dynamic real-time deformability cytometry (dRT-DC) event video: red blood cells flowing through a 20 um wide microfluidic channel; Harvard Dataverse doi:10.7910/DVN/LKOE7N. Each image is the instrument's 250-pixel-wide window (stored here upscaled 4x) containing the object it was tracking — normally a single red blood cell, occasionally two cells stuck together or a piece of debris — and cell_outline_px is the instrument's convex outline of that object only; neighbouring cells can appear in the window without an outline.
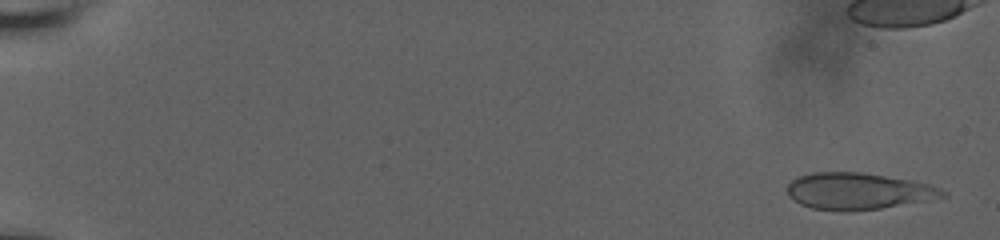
{"species": "human", "species_latin": "Homo sapiens", "temperature_condition": "room temperature", "stored_images_in_passage": 13, "camera_frame_rate_fps": 3000, "um_per_image_px": 0.085, "donor": {"sex": "male"}, "frame": {"image": 1, "passage_image": 1, "time_ms": 0.0, "image_size_px": [1000, 240], "cell_outline_px": [[948, 196], [928, 200], [880, 208], [844, 212], [812, 208], [800, 204], [792, 200], [788, 196], [788, 184], [796, 176], [812, 172], [860, 172], [912, 180], [932, 184], [948, 192]], "centroid_in_image_um": [72.94, 16.24], "position_along_channel_um": 12.1, "area_um2": 33.47}}
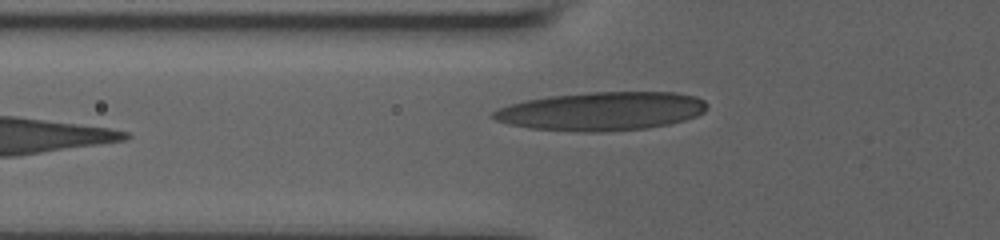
{"frame": {"image": 2, "passage_image": 13, "time_ms": 8.0, "image_size_px": [1000, 240], "cell_outline_px": [[708, 108], [704, 112], [696, 116], [684, 120], [668, 124], [648, 128], [604, 132], [584, 132], [528, 128], [508, 124], [496, 120], [492, 116], [492, 112], [500, 108], [524, 100], [548, 96], [588, 92], [676, 92], [696, 96], [704, 100], [708, 104]], "centroid_in_image_um": [51.17, 9.45], "position_along_channel_um": 74.6, "area_um2": 48.26}}